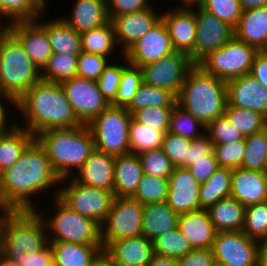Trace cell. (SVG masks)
<instances>
[{
	"mask_svg": "<svg viewBox=\"0 0 267 266\" xmlns=\"http://www.w3.org/2000/svg\"><path fill=\"white\" fill-rule=\"evenodd\" d=\"M60 181L45 149L35 139L13 166L0 173V209L36 210L32 197L54 187L59 190Z\"/></svg>",
	"mask_w": 267,
	"mask_h": 266,
	"instance_id": "1",
	"label": "cell"
},
{
	"mask_svg": "<svg viewBox=\"0 0 267 266\" xmlns=\"http://www.w3.org/2000/svg\"><path fill=\"white\" fill-rule=\"evenodd\" d=\"M27 129L35 137L53 128H74L82 125L70 105L60 83L40 80L18 100L17 108Z\"/></svg>",
	"mask_w": 267,
	"mask_h": 266,
	"instance_id": "2",
	"label": "cell"
},
{
	"mask_svg": "<svg viewBox=\"0 0 267 266\" xmlns=\"http://www.w3.org/2000/svg\"><path fill=\"white\" fill-rule=\"evenodd\" d=\"M35 139L45 149L60 180L73 177L95 149L93 134L87 124L48 129L40 132Z\"/></svg>",
	"mask_w": 267,
	"mask_h": 266,
	"instance_id": "3",
	"label": "cell"
},
{
	"mask_svg": "<svg viewBox=\"0 0 267 266\" xmlns=\"http://www.w3.org/2000/svg\"><path fill=\"white\" fill-rule=\"evenodd\" d=\"M177 104L205 126L224 115L227 83L194 65L187 73L177 96Z\"/></svg>",
	"mask_w": 267,
	"mask_h": 266,
	"instance_id": "4",
	"label": "cell"
},
{
	"mask_svg": "<svg viewBox=\"0 0 267 266\" xmlns=\"http://www.w3.org/2000/svg\"><path fill=\"white\" fill-rule=\"evenodd\" d=\"M45 223L36 210H4L0 219V252L21 257L48 244Z\"/></svg>",
	"mask_w": 267,
	"mask_h": 266,
	"instance_id": "5",
	"label": "cell"
},
{
	"mask_svg": "<svg viewBox=\"0 0 267 266\" xmlns=\"http://www.w3.org/2000/svg\"><path fill=\"white\" fill-rule=\"evenodd\" d=\"M41 80V71L24 51L20 41L6 29L0 36V92L16 101Z\"/></svg>",
	"mask_w": 267,
	"mask_h": 266,
	"instance_id": "6",
	"label": "cell"
},
{
	"mask_svg": "<svg viewBox=\"0 0 267 266\" xmlns=\"http://www.w3.org/2000/svg\"><path fill=\"white\" fill-rule=\"evenodd\" d=\"M54 197L53 213L45 215L36 211L42 217L46 229L48 241L78 243V244H102L100 237V225L93 219L83 216L68 207L59 197L58 189ZM55 213V214H54ZM53 215V216H52ZM50 233H49V232Z\"/></svg>",
	"mask_w": 267,
	"mask_h": 266,
	"instance_id": "7",
	"label": "cell"
},
{
	"mask_svg": "<svg viewBox=\"0 0 267 266\" xmlns=\"http://www.w3.org/2000/svg\"><path fill=\"white\" fill-rule=\"evenodd\" d=\"M131 118L126 108L109 105L87 124L93 134L94 148L113 156L130 152Z\"/></svg>",
	"mask_w": 267,
	"mask_h": 266,
	"instance_id": "8",
	"label": "cell"
},
{
	"mask_svg": "<svg viewBox=\"0 0 267 266\" xmlns=\"http://www.w3.org/2000/svg\"><path fill=\"white\" fill-rule=\"evenodd\" d=\"M259 51L235 35L221 48L210 53L198 65L208 74L224 81L250 74Z\"/></svg>",
	"mask_w": 267,
	"mask_h": 266,
	"instance_id": "9",
	"label": "cell"
},
{
	"mask_svg": "<svg viewBox=\"0 0 267 266\" xmlns=\"http://www.w3.org/2000/svg\"><path fill=\"white\" fill-rule=\"evenodd\" d=\"M60 185L58 197L68 207L99 225L105 221L114 199L112 191L78 183L73 177L62 179Z\"/></svg>",
	"mask_w": 267,
	"mask_h": 266,
	"instance_id": "10",
	"label": "cell"
},
{
	"mask_svg": "<svg viewBox=\"0 0 267 266\" xmlns=\"http://www.w3.org/2000/svg\"><path fill=\"white\" fill-rule=\"evenodd\" d=\"M144 205L132 197H114L105 221L100 225L103 249L111 242L142 235Z\"/></svg>",
	"mask_w": 267,
	"mask_h": 266,
	"instance_id": "11",
	"label": "cell"
},
{
	"mask_svg": "<svg viewBox=\"0 0 267 266\" xmlns=\"http://www.w3.org/2000/svg\"><path fill=\"white\" fill-rule=\"evenodd\" d=\"M193 66L189 55L175 51L157 62L143 66V82L167 89L177 97L188 71Z\"/></svg>",
	"mask_w": 267,
	"mask_h": 266,
	"instance_id": "12",
	"label": "cell"
},
{
	"mask_svg": "<svg viewBox=\"0 0 267 266\" xmlns=\"http://www.w3.org/2000/svg\"><path fill=\"white\" fill-rule=\"evenodd\" d=\"M60 84L75 115L82 124L90 123L110 105L103 97L95 80L76 76Z\"/></svg>",
	"mask_w": 267,
	"mask_h": 266,
	"instance_id": "13",
	"label": "cell"
},
{
	"mask_svg": "<svg viewBox=\"0 0 267 266\" xmlns=\"http://www.w3.org/2000/svg\"><path fill=\"white\" fill-rule=\"evenodd\" d=\"M197 21L196 41L194 44V65H198L210 53L225 45L233 36L234 28L216 16L194 5Z\"/></svg>",
	"mask_w": 267,
	"mask_h": 266,
	"instance_id": "14",
	"label": "cell"
},
{
	"mask_svg": "<svg viewBox=\"0 0 267 266\" xmlns=\"http://www.w3.org/2000/svg\"><path fill=\"white\" fill-rule=\"evenodd\" d=\"M212 252L226 266H258L257 241L242 231L217 232Z\"/></svg>",
	"mask_w": 267,
	"mask_h": 266,
	"instance_id": "15",
	"label": "cell"
},
{
	"mask_svg": "<svg viewBox=\"0 0 267 266\" xmlns=\"http://www.w3.org/2000/svg\"><path fill=\"white\" fill-rule=\"evenodd\" d=\"M175 52L168 29L160 19L149 32L135 42L123 55L127 62L142 68Z\"/></svg>",
	"mask_w": 267,
	"mask_h": 266,
	"instance_id": "16",
	"label": "cell"
},
{
	"mask_svg": "<svg viewBox=\"0 0 267 266\" xmlns=\"http://www.w3.org/2000/svg\"><path fill=\"white\" fill-rule=\"evenodd\" d=\"M161 19L165 23L173 48L190 56L194 64V44L196 41L197 21L194 5H180L170 11H163Z\"/></svg>",
	"mask_w": 267,
	"mask_h": 266,
	"instance_id": "17",
	"label": "cell"
},
{
	"mask_svg": "<svg viewBox=\"0 0 267 266\" xmlns=\"http://www.w3.org/2000/svg\"><path fill=\"white\" fill-rule=\"evenodd\" d=\"M6 28L20 41L31 61L41 71L52 55L46 29L35 20L6 22Z\"/></svg>",
	"mask_w": 267,
	"mask_h": 266,
	"instance_id": "18",
	"label": "cell"
},
{
	"mask_svg": "<svg viewBox=\"0 0 267 266\" xmlns=\"http://www.w3.org/2000/svg\"><path fill=\"white\" fill-rule=\"evenodd\" d=\"M161 14L162 11L157 12L154 4V7L142 11L112 17L110 21L114 27L117 44L121 47V54L144 37L161 19Z\"/></svg>",
	"mask_w": 267,
	"mask_h": 266,
	"instance_id": "19",
	"label": "cell"
},
{
	"mask_svg": "<svg viewBox=\"0 0 267 266\" xmlns=\"http://www.w3.org/2000/svg\"><path fill=\"white\" fill-rule=\"evenodd\" d=\"M168 194L166 203L177 214L200 210L201 184L184 167H175L168 178Z\"/></svg>",
	"mask_w": 267,
	"mask_h": 266,
	"instance_id": "20",
	"label": "cell"
},
{
	"mask_svg": "<svg viewBox=\"0 0 267 266\" xmlns=\"http://www.w3.org/2000/svg\"><path fill=\"white\" fill-rule=\"evenodd\" d=\"M227 83V104L261 113L267 118V89L250 74Z\"/></svg>",
	"mask_w": 267,
	"mask_h": 266,
	"instance_id": "21",
	"label": "cell"
},
{
	"mask_svg": "<svg viewBox=\"0 0 267 266\" xmlns=\"http://www.w3.org/2000/svg\"><path fill=\"white\" fill-rule=\"evenodd\" d=\"M245 207L267 201V172L242 167L232 169L231 194Z\"/></svg>",
	"mask_w": 267,
	"mask_h": 266,
	"instance_id": "22",
	"label": "cell"
},
{
	"mask_svg": "<svg viewBox=\"0 0 267 266\" xmlns=\"http://www.w3.org/2000/svg\"><path fill=\"white\" fill-rule=\"evenodd\" d=\"M115 156L94 149L73 178L81 184L112 191L114 194Z\"/></svg>",
	"mask_w": 267,
	"mask_h": 266,
	"instance_id": "23",
	"label": "cell"
},
{
	"mask_svg": "<svg viewBox=\"0 0 267 266\" xmlns=\"http://www.w3.org/2000/svg\"><path fill=\"white\" fill-rule=\"evenodd\" d=\"M104 250L117 266H148L154 254L153 241L143 235L113 241Z\"/></svg>",
	"mask_w": 267,
	"mask_h": 266,
	"instance_id": "24",
	"label": "cell"
},
{
	"mask_svg": "<svg viewBox=\"0 0 267 266\" xmlns=\"http://www.w3.org/2000/svg\"><path fill=\"white\" fill-rule=\"evenodd\" d=\"M177 228L188 239L192 249H212L218 232L207 209L180 214Z\"/></svg>",
	"mask_w": 267,
	"mask_h": 266,
	"instance_id": "25",
	"label": "cell"
},
{
	"mask_svg": "<svg viewBox=\"0 0 267 266\" xmlns=\"http://www.w3.org/2000/svg\"><path fill=\"white\" fill-rule=\"evenodd\" d=\"M70 15L62 18L78 33L106 24L110 19L106 0H75Z\"/></svg>",
	"mask_w": 267,
	"mask_h": 266,
	"instance_id": "26",
	"label": "cell"
},
{
	"mask_svg": "<svg viewBox=\"0 0 267 266\" xmlns=\"http://www.w3.org/2000/svg\"><path fill=\"white\" fill-rule=\"evenodd\" d=\"M114 172V197H131L144 174L138 154L128 152L115 156Z\"/></svg>",
	"mask_w": 267,
	"mask_h": 266,
	"instance_id": "27",
	"label": "cell"
},
{
	"mask_svg": "<svg viewBox=\"0 0 267 266\" xmlns=\"http://www.w3.org/2000/svg\"><path fill=\"white\" fill-rule=\"evenodd\" d=\"M234 35L261 51L267 45V6L243 11Z\"/></svg>",
	"mask_w": 267,
	"mask_h": 266,
	"instance_id": "28",
	"label": "cell"
},
{
	"mask_svg": "<svg viewBox=\"0 0 267 266\" xmlns=\"http://www.w3.org/2000/svg\"><path fill=\"white\" fill-rule=\"evenodd\" d=\"M42 16L40 14L36 20L47 31L52 53L69 55H80L82 53L80 33L70 27L62 17L41 21Z\"/></svg>",
	"mask_w": 267,
	"mask_h": 266,
	"instance_id": "29",
	"label": "cell"
},
{
	"mask_svg": "<svg viewBox=\"0 0 267 266\" xmlns=\"http://www.w3.org/2000/svg\"><path fill=\"white\" fill-rule=\"evenodd\" d=\"M179 214L166 202L144 205L142 235L153 241L159 235L177 228Z\"/></svg>",
	"mask_w": 267,
	"mask_h": 266,
	"instance_id": "30",
	"label": "cell"
},
{
	"mask_svg": "<svg viewBox=\"0 0 267 266\" xmlns=\"http://www.w3.org/2000/svg\"><path fill=\"white\" fill-rule=\"evenodd\" d=\"M54 252L55 266H90L102 251V244H78L48 241Z\"/></svg>",
	"mask_w": 267,
	"mask_h": 266,
	"instance_id": "31",
	"label": "cell"
},
{
	"mask_svg": "<svg viewBox=\"0 0 267 266\" xmlns=\"http://www.w3.org/2000/svg\"><path fill=\"white\" fill-rule=\"evenodd\" d=\"M207 210L218 232L242 231L246 207L235 198H224Z\"/></svg>",
	"mask_w": 267,
	"mask_h": 266,
	"instance_id": "32",
	"label": "cell"
},
{
	"mask_svg": "<svg viewBox=\"0 0 267 266\" xmlns=\"http://www.w3.org/2000/svg\"><path fill=\"white\" fill-rule=\"evenodd\" d=\"M17 124L12 130L0 136V173L13 166L35 136Z\"/></svg>",
	"mask_w": 267,
	"mask_h": 266,
	"instance_id": "33",
	"label": "cell"
},
{
	"mask_svg": "<svg viewBox=\"0 0 267 266\" xmlns=\"http://www.w3.org/2000/svg\"><path fill=\"white\" fill-rule=\"evenodd\" d=\"M232 169L219 167L213 175L200 186V209H208L218 201L230 197Z\"/></svg>",
	"mask_w": 267,
	"mask_h": 266,
	"instance_id": "34",
	"label": "cell"
},
{
	"mask_svg": "<svg viewBox=\"0 0 267 266\" xmlns=\"http://www.w3.org/2000/svg\"><path fill=\"white\" fill-rule=\"evenodd\" d=\"M81 48L86 53H92L110 58L114 54L117 41L114 33V27L109 20L106 24L85 31L80 34Z\"/></svg>",
	"mask_w": 267,
	"mask_h": 266,
	"instance_id": "35",
	"label": "cell"
},
{
	"mask_svg": "<svg viewBox=\"0 0 267 266\" xmlns=\"http://www.w3.org/2000/svg\"><path fill=\"white\" fill-rule=\"evenodd\" d=\"M176 103L177 97L171 91L143 82L126 109L133 114L136 110L146 107H174Z\"/></svg>",
	"mask_w": 267,
	"mask_h": 266,
	"instance_id": "36",
	"label": "cell"
},
{
	"mask_svg": "<svg viewBox=\"0 0 267 266\" xmlns=\"http://www.w3.org/2000/svg\"><path fill=\"white\" fill-rule=\"evenodd\" d=\"M47 1L0 0V24L3 17V20L8 18V23L18 20H35L40 14L44 15Z\"/></svg>",
	"mask_w": 267,
	"mask_h": 266,
	"instance_id": "37",
	"label": "cell"
},
{
	"mask_svg": "<svg viewBox=\"0 0 267 266\" xmlns=\"http://www.w3.org/2000/svg\"><path fill=\"white\" fill-rule=\"evenodd\" d=\"M224 115L243 137L265 129L267 118L259 112L226 105Z\"/></svg>",
	"mask_w": 267,
	"mask_h": 266,
	"instance_id": "38",
	"label": "cell"
},
{
	"mask_svg": "<svg viewBox=\"0 0 267 266\" xmlns=\"http://www.w3.org/2000/svg\"><path fill=\"white\" fill-rule=\"evenodd\" d=\"M79 55L52 53L47 64L41 70V79L61 83L76 77Z\"/></svg>",
	"mask_w": 267,
	"mask_h": 266,
	"instance_id": "39",
	"label": "cell"
},
{
	"mask_svg": "<svg viewBox=\"0 0 267 266\" xmlns=\"http://www.w3.org/2000/svg\"><path fill=\"white\" fill-rule=\"evenodd\" d=\"M165 132L152 129L133 117L129 126L130 152L141 153L147 150L162 147Z\"/></svg>",
	"mask_w": 267,
	"mask_h": 266,
	"instance_id": "40",
	"label": "cell"
},
{
	"mask_svg": "<svg viewBox=\"0 0 267 266\" xmlns=\"http://www.w3.org/2000/svg\"><path fill=\"white\" fill-rule=\"evenodd\" d=\"M246 151L242 168L267 172V141L265 129L244 137Z\"/></svg>",
	"mask_w": 267,
	"mask_h": 266,
	"instance_id": "41",
	"label": "cell"
},
{
	"mask_svg": "<svg viewBox=\"0 0 267 266\" xmlns=\"http://www.w3.org/2000/svg\"><path fill=\"white\" fill-rule=\"evenodd\" d=\"M205 127L202 122L194 118L179 104L174 105L170 114L168 132L194 140L205 134Z\"/></svg>",
	"mask_w": 267,
	"mask_h": 266,
	"instance_id": "42",
	"label": "cell"
},
{
	"mask_svg": "<svg viewBox=\"0 0 267 266\" xmlns=\"http://www.w3.org/2000/svg\"><path fill=\"white\" fill-rule=\"evenodd\" d=\"M154 253L175 259L185 256L192 250L188 239L178 228L169 230L153 240Z\"/></svg>",
	"mask_w": 267,
	"mask_h": 266,
	"instance_id": "43",
	"label": "cell"
},
{
	"mask_svg": "<svg viewBox=\"0 0 267 266\" xmlns=\"http://www.w3.org/2000/svg\"><path fill=\"white\" fill-rule=\"evenodd\" d=\"M168 179L143 174L135 193L131 196L142 205L166 202Z\"/></svg>",
	"mask_w": 267,
	"mask_h": 266,
	"instance_id": "44",
	"label": "cell"
},
{
	"mask_svg": "<svg viewBox=\"0 0 267 266\" xmlns=\"http://www.w3.org/2000/svg\"><path fill=\"white\" fill-rule=\"evenodd\" d=\"M143 83V71L140 67L128 64L121 75L115 100L110 104L116 107L126 108L135 96L138 88Z\"/></svg>",
	"mask_w": 267,
	"mask_h": 266,
	"instance_id": "45",
	"label": "cell"
},
{
	"mask_svg": "<svg viewBox=\"0 0 267 266\" xmlns=\"http://www.w3.org/2000/svg\"><path fill=\"white\" fill-rule=\"evenodd\" d=\"M138 157L144 174L167 179L172 174L174 167L162 147L141 152Z\"/></svg>",
	"mask_w": 267,
	"mask_h": 266,
	"instance_id": "46",
	"label": "cell"
},
{
	"mask_svg": "<svg viewBox=\"0 0 267 266\" xmlns=\"http://www.w3.org/2000/svg\"><path fill=\"white\" fill-rule=\"evenodd\" d=\"M198 5L234 29L243 13L238 0H201Z\"/></svg>",
	"mask_w": 267,
	"mask_h": 266,
	"instance_id": "47",
	"label": "cell"
},
{
	"mask_svg": "<svg viewBox=\"0 0 267 266\" xmlns=\"http://www.w3.org/2000/svg\"><path fill=\"white\" fill-rule=\"evenodd\" d=\"M242 232L256 241L267 236V201L246 207Z\"/></svg>",
	"mask_w": 267,
	"mask_h": 266,
	"instance_id": "48",
	"label": "cell"
},
{
	"mask_svg": "<svg viewBox=\"0 0 267 266\" xmlns=\"http://www.w3.org/2000/svg\"><path fill=\"white\" fill-rule=\"evenodd\" d=\"M191 140L177 134L166 132L162 142V149L170 159L173 167L188 168V150Z\"/></svg>",
	"mask_w": 267,
	"mask_h": 266,
	"instance_id": "49",
	"label": "cell"
},
{
	"mask_svg": "<svg viewBox=\"0 0 267 266\" xmlns=\"http://www.w3.org/2000/svg\"><path fill=\"white\" fill-rule=\"evenodd\" d=\"M246 151L245 139L233 143L214 144L213 153L219 167L239 168Z\"/></svg>",
	"mask_w": 267,
	"mask_h": 266,
	"instance_id": "50",
	"label": "cell"
},
{
	"mask_svg": "<svg viewBox=\"0 0 267 266\" xmlns=\"http://www.w3.org/2000/svg\"><path fill=\"white\" fill-rule=\"evenodd\" d=\"M124 57L125 65L117 63H110L105 67L104 72L100 75L97 80L100 92L103 97L111 104L117 95L118 87L121 80L122 70L129 64L126 57Z\"/></svg>",
	"mask_w": 267,
	"mask_h": 266,
	"instance_id": "51",
	"label": "cell"
},
{
	"mask_svg": "<svg viewBox=\"0 0 267 266\" xmlns=\"http://www.w3.org/2000/svg\"><path fill=\"white\" fill-rule=\"evenodd\" d=\"M205 128V134L210 138L213 144L233 143L244 139L225 115L212 120Z\"/></svg>",
	"mask_w": 267,
	"mask_h": 266,
	"instance_id": "52",
	"label": "cell"
},
{
	"mask_svg": "<svg viewBox=\"0 0 267 266\" xmlns=\"http://www.w3.org/2000/svg\"><path fill=\"white\" fill-rule=\"evenodd\" d=\"M173 107H146L136 110L132 117L152 129L168 132Z\"/></svg>",
	"mask_w": 267,
	"mask_h": 266,
	"instance_id": "53",
	"label": "cell"
},
{
	"mask_svg": "<svg viewBox=\"0 0 267 266\" xmlns=\"http://www.w3.org/2000/svg\"><path fill=\"white\" fill-rule=\"evenodd\" d=\"M108 57L92 53H82L78 56L77 74L79 78L97 81L104 72L105 67L109 64Z\"/></svg>",
	"mask_w": 267,
	"mask_h": 266,
	"instance_id": "54",
	"label": "cell"
},
{
	"mask_svg": "<svg viewBox=\"0 0 267 266\" xmlns=\"http://www.w3.org/2000/svg\"><path fill=\"white\" fill-rule=\"evenodd\" d=\"M17 261L21 266H53L54 252L48 243L41 250H33L30 254L22 253L21 257H7Z\"/></svg>",
	"mask_w": 267,
	"mask_h": 266,
	"instance_id": "55",
	"label": "cell"
},
{
	"mask_svg": "<svg viewBox=\"0 0 267 266\" xmlns=\"http://www.w3.org/2000/svg\"><path fill=\"white\" fill-rule=\"evenodd\" d=\"M150 0H107L109 19L127 13L142 11L154 6Z\"/></svg>",
	"mask_w": 267,
	"mask_h": 266,
	"instance_id": "56",
	"label": "cell"
},
{
	"mask_svg": "<svg viewBox=\"0 0 267 266\" xmlns=\"http://www.w3.org/2000/svg\"><path fill=\"white\" fill-rule=\"evenodd\" d=\"M213 142L204 134L202 137L191 140L188 150V167L199 159H215L213 153Z\"/></svg>",
	"mask_w": 267,
	"mask_h": 266,
	"instance_id": "57",
	"label": "cell"
},
{
	"mask_svg": "<svg viewBox=\"0 0 267 266\" xmlns=\"http://www.w3.org/2000/svg\"><path fill=\"white\" fill-rule=\"evenodd\" d=\"M176 261L177 266H212L215 258L212 249H192Z\"/></svg>",
	"mask_w": 267,
	"mask_h": 266,
	"instance_id": "58",
	"label": "cell"
},
{
	"mask_svg": "<svg viewBox=\"0 0 267 266\" xmlns=\"http://www.w3.org/2000/svg\"><path fill=\"white\" fill-rule=\"evenodd\" d=\"M218 168L219 166L216 159L194 160V163L188 167L192 176L200 184L205 183Z\"/></svg>",
	"mask_w": 267,
	"mask_h": 266,
	"instance_id": "59",
	"label": "cell"
},
{
	"mask_svg": "<svg viewBox=\"0 0 267 266\" xmlns=\"http://www.w3.org/2000/svg\"><path fill=\"white\" fill-rule=\"evenodd\" d=\"M250 75L267 89V56L261 51L254 57Z\"/></svg>",
	"mask_w": 267,
	"mask_h": 266,
	"instance_id": "60",
	"label": "cell"
},
{
	"mask_svg": "<svg viewBox=\"0 0 267 266\" xmlns=\"http://www.w3.org/2000/svg\"><path fill=\"white\" fill-rule=\"evenodd\" d=\"M3 99V101H2ZM5 100V101H4ZM4 102V104H3ZM5 102H9L10 105H12L14 108H17V101L10 95L0 92V131L2 132H8L12 130L19 122L17 123L11 121H8L9 117L8 115V109H5L6 105ZM7 122H10L9 125ZM15 123V124H14ZM11 124V125H10Z\"/></svg>",
	"mask_w": 267,
	"mask_h": 266,
	"instance_id": "61",
	"label": "cell"
},
{
	"mask_svg": "<svg viewBox=\"0 0 267 266\" xmlns=\"http://www.w3.org/2000/svg\"><path fill=\"white\" fill-rule=\"evenodd\" d=\"M258 266H267V236L257 240Z\"/></svg>",
	"mask_w": 267,
	"mask_h": 266,
	"instance_id": "62",
	"label": "cell"
},
{
	"mask_svg": "<svg viewBox=\"0 0 267 266\" xmlns=\"http://www.w3.org/2000/svg\"><path fill=\"white\" fill-rule=\"evenodd\" d=\"M148 266H177L175 258L153 254Z\"/></svg>",
	"mask_w": 267,
	"mask_h": 266,
	"instance_id": "63",
	"label": "cell"
},
{
	"mask_svg": "<svg viewBox=\"0 0 267 266\" xmlns=\"http://www.w3.org/2000/svg\"><path fill=\"white\" fill-rule=\"evenodd\" d=\"M90 266H117L114 260L102 250L91 262Z\"/></svg>",
	"mask_w": 267,
	"mask_h": 266,
	"instance_id": "64",
	"label": "cell"
},
{
	"mask_svg": "<svg viewBox=\"0 0 267 266\" xmlns=\"http://www.w3.org/2000/svg\"><path fill=\"white\" fill-rule=\"evenodd\" d=\"M243 11L267 6V0H238Z\"/></svg>",
	"mask_w": 267,
	"mask_h": 266,
	"instance_id": "65",
	"label": "cell"
},
{
	"mask_svg": "<svg viewBox=\"0 0 267 266\" xmlns=\"http://www.w3.org/2000/svg\"><path fill=\"white\" fill-rule=\"evenodd\" d=\"M0 266H21L17 261H13L7 257H5L0 252Z\"/></svg>",
	"mask_w": 267,
	"mask_h": 266,
	"instance_id": "66",
	"label": "cell"
},
{
	"mask_svg": "<svg viewBox=\"0 0 267 266\" xmlns=\"http://www.w3.org/2000/svg\"><path fill=\"white\" fill-rule=\"evenodd\" d=\"M181 5H186V6H190V5H195L198 4L201 0H180Z\"/></svg>",
	"mask_w": 267,
	"mask_h": 266,
	"instance_id": "67",
	"label": "cell"
},
{
	"mask_svg": "<svg viewBox=\"0 0 267 266\" xmlns=\"http://www.w3.org/2000/svg\"><path fill=\"white\" fill-rule=\"evenodd\" d=\"M1 25H2V26H1ZM6 29H7V28H6L5 23L0 24V36H1V34H2Z\"/></svg>",
	"mask_w": 267,
	"mask_h": 266,
	"instance_id": "68",
	"label": "cell"
},
{
	"mask_svg": "<svg viewBox=\"0 0 267 266\" xmlns=\"http://www.w3.org/2000/svg\"><path fill=\"white\" fill-rule=\"evenodd\" d=\"M212 266H226V265H224L223 263L218 262V261L215 260V261L213 262Z\"/></svg>",
	"mask_w": 267,
	"mask_h": 266,
	"instance_id": "69",
	"label": "cell"
},
{
	"mask_svg": "<svg viewBox=\"0 0 267 266\" xmlns=\"http://www.w3.org/2000/svg\"><path fill=\"white\" fill-rule=\"evenodd\" d=\"M261 52L267 56V45L261 50Z\"/></svg>",
	"mask_w": 267,
	"mask_h": 266,
	"instance_id": "70",
	"label": "cell"
},
{
	"mask_svg": "<svg viewBox=\"0 0 267 266\" xmlns=\"http://www.w3.org/2000/svg\"><path fill=\"white\" fill-rule=\"evenodd\" d=\"M3 211H4L3 209H0V213H1L0 214V219H1V215H2Z\"/></svg>",
	"mask_w": 267,
	"mask_h": 266,
	"instance_id": "71",
	"label": "cell"
},
{
	"mask_svg": "<svg viewBox=\"0 0 267 266\" xmlns=\"http://www.w3.org/2000/svg\"><path fill=\"white\" fill-rule=\"evenodd\" d=\"M266 141H267V124H266Z\"/></svg>",
	"mask_w": 267,
	"mask_h": 266,
	"instance_id": "72",
	"label": "cell"
}]
</instances>
